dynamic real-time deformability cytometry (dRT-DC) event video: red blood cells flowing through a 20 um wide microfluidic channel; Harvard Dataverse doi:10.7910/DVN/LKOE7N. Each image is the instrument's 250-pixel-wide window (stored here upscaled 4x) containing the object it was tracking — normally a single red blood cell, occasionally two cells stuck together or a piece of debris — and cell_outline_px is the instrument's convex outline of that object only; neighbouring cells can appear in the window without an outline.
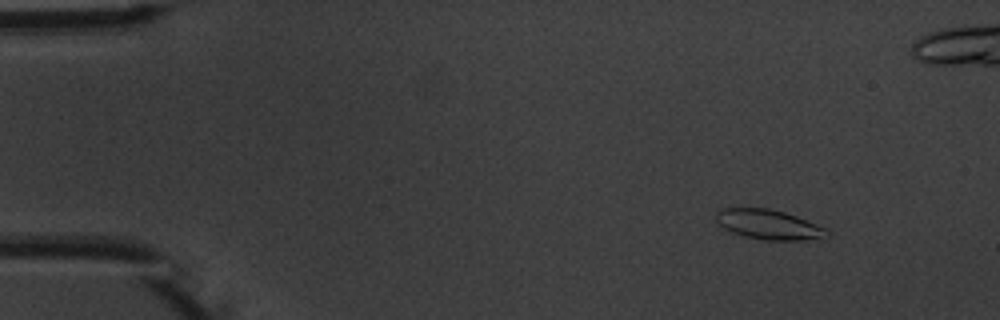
{"species": "common noctule bat (a hibernating species)", "species_latin": "Nyctalus noctula", "temperature_condition": "warm", "stored_images_in_passage": 6, "camera_frame_rate_fps": 3000, "um_per_image_px": 0.085, "animal": {"sex": "male", "body_mass_g": 20.1, "forearm_length_mm": 53.5}, "frame": {"image": 1, "passage_image": 2, "time_ms": 1.333, "image_size_px": [1000, 320], "cell_outline_px": [[828, 236], [804, 240], [764, 240], [744, 236], [732, 232], [724, 228], [716, 220], [716, 212], [720, 208], [768, 208], [784, 212], [796, 216], [828, 228]], "centroid_in_image_um": [65.34, 19.08], "position_along_channel_um": 19.7, "area_um2": 19.19}}